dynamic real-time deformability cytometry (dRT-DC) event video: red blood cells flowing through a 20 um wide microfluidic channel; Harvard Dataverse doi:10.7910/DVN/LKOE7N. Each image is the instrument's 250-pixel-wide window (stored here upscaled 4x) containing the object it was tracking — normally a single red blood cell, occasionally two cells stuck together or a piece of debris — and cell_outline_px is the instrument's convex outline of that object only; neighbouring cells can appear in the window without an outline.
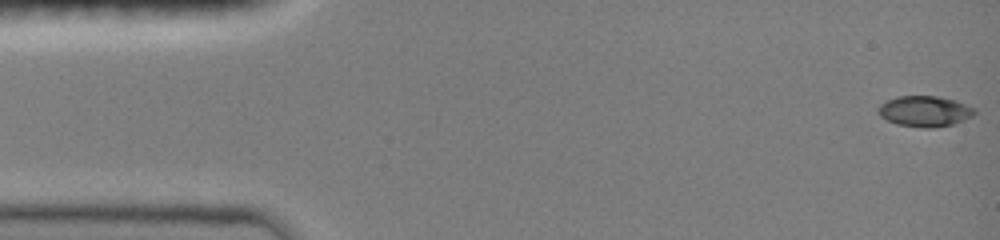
{"species": "common noctule bat (a hibernating species)", "species_latin": "Nyctalus noctula", "temperature_condition": "room temperature", "stored_images_in_passage": 36, "camera_frame_rate_fps": 3000, "um_per_image_px": 0.085, "animal": {"sex": "female", "body_mass_g": 19.0, "forearm_length_mm": 51.5}, "frame": {"image": 1, "passage_image": 1, "time_ms": 0.0, "image_size_px": [1000, 240], "cell_outline_px": [[976, 112], [972, 116], [964, 120], [952, 124], [932, 128], [924, 128], [896, 124], [880, 116], [880, 104], [896, 96], [936, 96], [956, 100], [976, 108]], "centroid_in_image_um": [78.64, 9.45], "position_along_channel_um": 6.4, "area_um2": 17.17}}
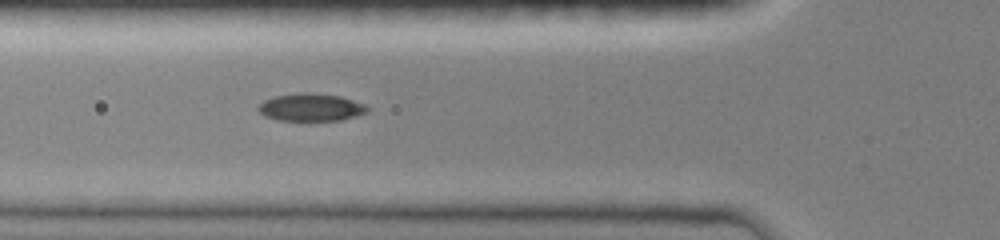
{"frame": {"image": 2, "passage_image": 25, "time_ms": 5.333, "image_size_px": [1000, 240], "cell_outline_px": [[368, 112], [356, 116], [340, 120], [280, 120], [264, 116], [256, 108], [264, 100], [276, 96], [296, 92], [308, 92], [340, 96], [364, 104], [368, 108]], "centroid_in_image_um": [26.41, 9.11], "position_along_channel_um": 99.4, "area_um2": 17.46}}
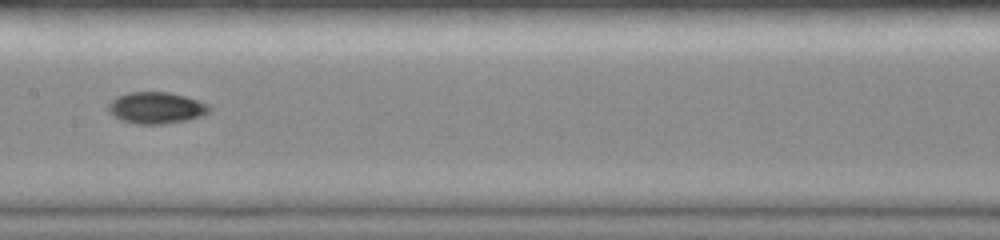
{"frame": {"image": 3, "passage_image": 35, "time_ms": 7.667, "image_size_px": [1000, 240], "cell_outline_px": [[212, 112], [188, 120], [164, 124], [136, 124], [120, 120], [108, 112], [108, 104], [116, 96], [128, 92], [168, 92], [184, 96], [208, 104], [212, 108]], "centroid_in_image_um": [13.27, 9.17], "position_along_channel_um": 194.1, "area_um2": 18.73}}